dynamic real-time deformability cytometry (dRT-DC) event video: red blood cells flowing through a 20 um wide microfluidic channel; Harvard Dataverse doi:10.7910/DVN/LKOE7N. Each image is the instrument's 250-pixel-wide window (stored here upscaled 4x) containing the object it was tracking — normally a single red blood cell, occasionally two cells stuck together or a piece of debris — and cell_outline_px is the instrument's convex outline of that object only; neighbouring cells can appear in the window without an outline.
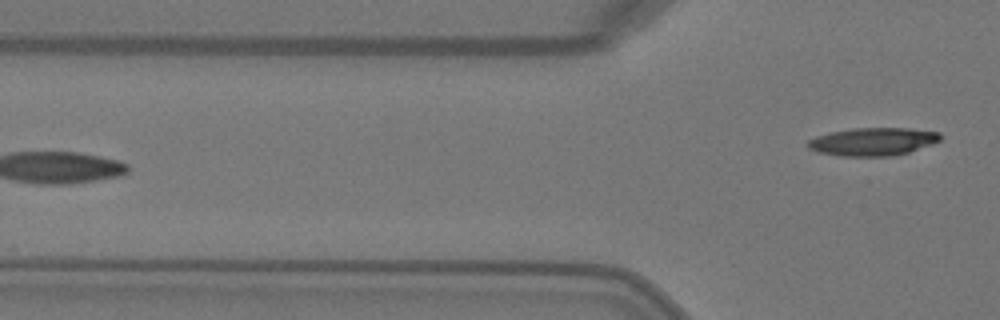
{"species": "Egyptian fruit bat (a non-hibernating species)", "species_latin": "Rousettus aegyptiacus", "temperature_condition": "warm", "stored_images_in_passage": 6, "camera_frame_rate_fps": 3000, "um_per_image_px": 0.085, "animal": {"sex": "female"}, "frame": {"image": 1, "passage_image": 6, "time_ms": 1.667, "image_size_px": [1000, 320], "cell_outline_px": [[940, 140], [932, 144], [908, 152], [892, 156], [840, 156], [816, 152], [808, 148], [804, 144], [808, 140], [816, 136], [832, 132], [856, 128], [908, 128], [940, 132]], "centroid_in_image_um": [74.15, 12.04], "position_along_channel_um": 51.6, "area_um2": 21.62}}